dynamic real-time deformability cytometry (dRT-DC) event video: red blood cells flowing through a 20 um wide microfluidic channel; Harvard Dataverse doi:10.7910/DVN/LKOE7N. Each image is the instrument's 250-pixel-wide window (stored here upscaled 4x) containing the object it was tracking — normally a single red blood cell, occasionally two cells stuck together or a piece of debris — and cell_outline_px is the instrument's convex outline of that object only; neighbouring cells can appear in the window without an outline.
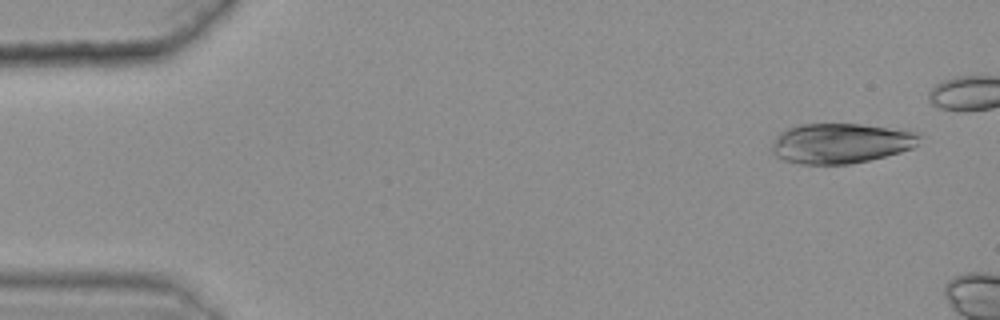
{"species": "common noctule bat (a hibernating species)", "species_latin": "Nyctalus noctula", "temperature_condition": "warm", "stored_images_in_passage": 3, "camera_frame_rate_fps": 3000, "um_per_image_px": 0.085, "animal": {"sex": "female", "body_mass_g": 25.1}, "frame": {"image": 1, "passage_image": 1, "time_ms": 0.0, "image_size_px": [1000, 320], "cell_outline_px": [[924, 136], [912, 148], [900, 152], [868, 160], [848, 164], [800, 164], [784, 160], [776, 156], [772, 152], [772, 144], [776, 136], [780, 132], [788, 128], [800, 124], [864, 124], [920, 132]], "centroid_in_image_um": [71.48, 12.17], "position_along_channel_um": 13.5, "area_um2": 34.62}}